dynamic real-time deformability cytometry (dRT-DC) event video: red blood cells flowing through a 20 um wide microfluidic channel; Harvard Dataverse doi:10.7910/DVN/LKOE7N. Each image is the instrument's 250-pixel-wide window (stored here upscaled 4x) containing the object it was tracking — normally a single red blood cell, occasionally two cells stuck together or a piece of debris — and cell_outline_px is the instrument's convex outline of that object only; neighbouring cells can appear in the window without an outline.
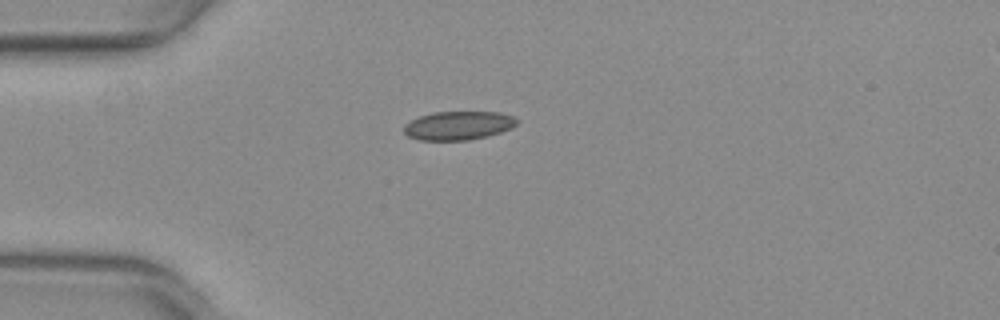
{"species": "common noctule bat (a hibernating species)", "species_latin": "Nyctalus noctula", "temperature_condition": "warm", "stored_images_in_passage": 23, "camera_frame_rate_fps": 3000, "um_per_image_px": 0.085, "animal": {"sex": "female", "body_mass_g": 29.2, "forearm_length_mm": 56.3}, "frame": {"image": 1, "passage_image": 1, "time_ms": 0.0, "image_size_px": [1000, 320], "cell_outline_px": [[516, 124], [512, 128], [488, 136], [468, 140], [420, 140], [408, 136], [404, 132], [404, 124], [420, 116], [432, 112], [500, 112], [512, 116], [516, 120]], "centroid_in_image_um": [38.94, 10.67], "position_along_channel_um": 46.1, "area_um2": 18.79}}
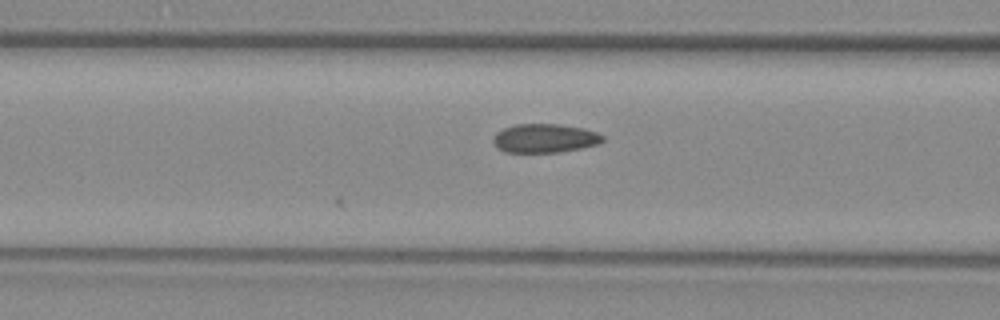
{"frame": {"image": 2, "passage_image": 8, "time_ms": 2.333, "image_size_px": [1000, 320], "cell_outline_px": [[604, 140], [600, 144], [560, 152], [504, 152], [496, 148], [492, 140], [496, 132], [504, 128], [516, 124], [560, 124], [584, 128], [596, 132], [604, 136]], "centroid_in_image_um": [46.3, 11.75], "position_along_channel_um": 120.3, "area_um2": 18.55}}
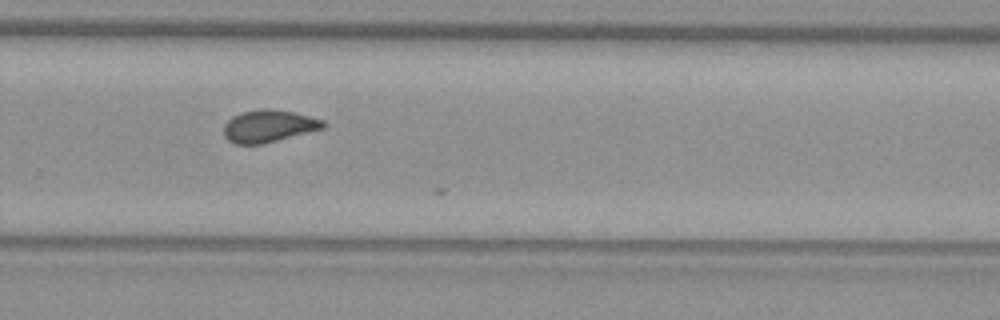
{"frame": {"image": 3, "passage_image": 22, "time_ms": 7.0, "image_size_px": [1000, 320], "cell_outline_px": [[324, 128], [260, 144], [236, 144], [228, 140], [224, 136], [224, 124], [232, 116], [244, 112], [260, 108], [268, 108], [292, 112], [324, 120]], "centroid_in_image_um": [22.8, 10.71], "position_along_channel_um": 307.0, "area_um2": 18.38}}